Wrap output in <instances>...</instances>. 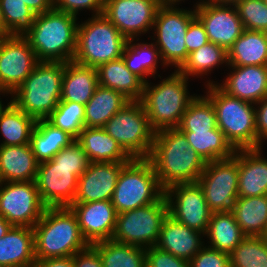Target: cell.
Returning <instances> with one entry per match:
<instances>
[{
	"instance_id": "6da1fadb",
	"label": "cell",
	"mask_w": 267,
	"mask_h": 267,
	"mask_svg": "<svg viewBox=\"0 0 267 267\" xmlns=\"http://www.w3.org/2000/svg\"><path fill=\"white\" fill-rule=\"evenodd\" d=\"M147 159L164 191L175 184L197 182L206 166L178 128L156 132Z\"/></svg>"
},
{
	"instance_id": "7a4b0ae2",
	"label": "cell",
	"mask_w": 267,
	"mask_h": 267,
	"mask_svg": "<svg viewBox=\"0 0 267 267\" xmlns=\"http://www.w3.org/2000/svg\"><path fill=\"white\" fill-rule=\"evenodd\" d=\"M33 230L36 259L73 256L89 246L70 207H46Z\"/></svg>"
},
{
	"instance_id": "3957f363",
	"label": "cell",
	"mask_w": 267,
	"mask_h": 267,
	"mask_svg": "<svg viewBox=\"0 0 267 267\" xmlns=\"http://www.w3.org/2000/svg\"><path fill=\"white\" fill-rule=\"evenodd\" d=\"M77 16L53 8L35 17L24 36L38 61L69 62L76 51Z\"/></svg>"
},
{
	"instance_id": "277c9868",
	"label": "cell",
	"mask_w": 267,
	"mask_h": 267,
	"mask_svg": "<svg viewBox=\"0 0 267 267\" xmlns=\"http://www.w3.org/2000/svg\"><path fill=\"white\" fill-rule=\"evenodd\" d=\"M187 81L188 78L177 69L153 87L144 83L140 102L155 133L179 126L189 103L196 97L187 92Z\"/></svg>"
},
{
	"instance_id": "5b68a950",
	"label": "cell",
	"mask_w": 267,
	"mask_h": 267,
	"mask_svg": "<svg viewBox=\"0 0 267 267\" xmlns=\"http://www.w3.org/2000/svg\"><path fill=\"white\" fill-rule=\"evenodd\" d=\"M63 73L64 62L39 61L11 101L36 120L46 119L61 100Z\"/></svg>"
},
{
	"instance_id": "8992f818",
	"label": "cell",
	"mask_w": 267,
	"mask_h": 267,
	"mask_svg": "<svg viewBox=\"0 0 267 267\" xmlns=\"http://www.w3.org/2000/svg\"><path fill=\"white\" fill-rule=\"evenodd\" d=\"M207 85L209 91L206 97L214 106L217 127L224 133L228 142L235 150L256 149V108L250 102L227 94L219 84L208 82Z\"/></svg>"
},
{
	"instance_id": "52a82bcc",
	"label": "cell",
	"mask_w": 267,
	"mask_h": 267,
	"mask_svg": "<svg viewBox=\"0 0 267 267\" xmlns=\"http://www.w3.org/2000/svg\"><path fill=\"white\" fill-rule=\"evenodd\" d=\"M77 26L76 51L73 61L98 68L121 58L128 39L104 15H93Z\"/></svg>"
},
{
	"instance_id": "ba28073f",
	"label": "cell",
	"mask_w": 267,
	"mask_h": 267,
	"mask_svg": "<svg viewBox=\"0 0 267 267\" xmlns=\"http://www.w3.org/2000/svg\"><path fill=\"white\" fill-rule=\"evenodd\" d=\"M164 195L152 163L133 158L121 170L111 203L117 214L157 202Z\"/></svg>"
},
{
	"instance_id": "9c48e42d",
	"label": "cell",
	"mask_w": 267,
	"mask_h": 267,
	"mask_svg": "<svg viewBox=\"0 0 267 267\" xmlns=\"http://www.w3.org/2000/svg\"><path fill=\"white\" fill-rule=\"evenodd\" d=\"M132 158H148L154 134L140 101H130L102 127Z\"/></svg>"
},
{
	"instance_id": "30bf717a",
	"label": "cell",
	"mask_w": 267,
	"mask_h": 267,
	"mask_svg": "<svg viewBox=\"0 0 267 267\" xmlns=\"http://www.w3.org/2000/svg\"><path fill=\"white\" fill-rule=\"evenodd\" d=\"M168 214L165 195L153 204L119 213L111 239L145 249L155 246Z\"/></svg>"
},
{
	"instance_id": "8fae6325",
	"label": "cell",
	"mask_w": 267,
	"mask_h": 267,
	"mask_svg": "<svg viewBox=\"0 0 267 267\" xmlns=\"http://www.w3.org/2000/svg\"><path fill=\"white\" fill-rule=\"evenodd\" d=\"M196 17L194 11L177 9L173 4H162L153 24L163 65H175L178 69L188 58L185 35L188 25Z\"/></svg>"
},
{
	"instance_id": "7c38bea8",
	"label": "cell",
	"mask_w": 267,
	"mask_h": 267,
	"mask_svg": "<svg viewBox=\"0 0 267 267\" xmlns=\"http://www.w3.org/2000/svg\"><path fill=\"white\" fill-rule=\"evenodd\" d=\"M239 150L228 159L207 162L198 183L212 212L231 211L238 198Z\"/></svg>"
},
{
	"instance_id": "4fadbf2b",
	"label": "cell",
	"mask_w": 267,
	"mask_h": 267,
	"mask_svg": "<svg viewBox=\"0 0 267 267\" xmlns=\"http://www.w3.org/2000/svg\"><path fill=\"white\" fill-rule=\"evenodd\" d=\"M4 184L0 188V214L12 226L33 228L46 208L40 199L35 181Z\"/></svg>"
},
{
	"instance_id": "5bb4252c",
	"label": "cell",
	"mask_w": 267,
	"mask_h": 267,
	"mask_svg": "<svg viewBox=\"0 0 267 267\" xmlns=\"http://www.w3.org/2000/svg\"><path fill=\"white\" fill-rule=\"evenodd\" d=\"M164 195L170 216L183 225L200 231L203 236L206 234L212 211L198 182L172 185L164 191Z\"/></svg>"
},
{
	"instance_id": "9a60e30c",
	"label": "cell",
	"mask_w": 267,
	"mask_h": 267,
	"mask_svg": "<svg viewBox=\"0 0 267 267\" xmlns=\"http://www.w3.org/2000/svg\"><path fill=\"white\" fill-rule=\"evenodd\" d=\"M39 61L24 36H2L0 39V83L12 95L33 71Z\"/></svg>"
},
{
	"instance_id": "2e32d148",
	"label": "cell",
	"mask_w": 267,
	"mask_h": 267,
	"mask_svg": "<svg viewBox=\"0 0 267 267\" xmlns=\"http://www.w3.org/2000/svg\"><path fill=\"white\" fill-rule=\"evenodd\" d=\"M161 5L160 0H104L102 14L127 39H135L152 29Z\"/></svg>"
},
{
	"instance_id": "e0dca14e",
	"label": "cell",
	"mask_w": 267,
	"mask_h": 267,
	"mask_svg": "<svg viewBox=\"0 0 267 267\" xmlns=\"http://www.w3.org/2000/svg\"><path fill=\"white\" fill-rule=\"evenodd\" d=\"M78 178L70 167L55 166L51 160L39 163L35 183L43 204L46 207H70Z\"/></svg>"
},
{
	"instance_id": "ac0fdd59",
	"label": "cell",
	"mask_w": 267,
	"mask_h": 267,
	"mask_svg": "<svg viewBox=\"0 0 267 267\" xmlns=\"http://www.w3.org/2000/svg\"><path fill=\"white\" fill-rule=\"evenodd\" d=\"M199 2L196 17L204 25L209 42L228 50L243 33L244 27L235 5Z\"/></svg>"
},
{
	"instance_id": "d6986e66",
	"label": "cell",
	"mask_w": 267,
	"mask_h": 267,
	"mask_svg": "<svg viewBox=\"0 0 267 267\" xmlns=\"http://www.w3.org/2000/svg\"><path fill=\"white\" fill-rule=\"evenodd\" d=\"M70 208L76 214L81 234L89 245L112 238L117 212L111 200L73 203Z\"/></svg>"
},
{
	"instance_id": "ffe728a7",
	"label": "cell",
	"mask_w": 267,
	"mask_h": 267,
	"mask_svg": "<svg viewBox=\"0 0 267 267\" xmlns=\"http://www.w3.org/2000/svg\"><path fill=\"white\" fill-rule=\"evenodd\" d=\"M127 163L91 162L78 178L73 203L111 200L122 168Z\"/></svg>"
},
{
	"instance_id": "44dd1931",
	"label": "cell",
	"mask_w": 267,
	"mask_h": 267,
	"mask_svg": "<svg viewBox=\"0 0 267 267\" xmlns=\"http://www.w3.org/2000/svg\"><path fill=\"white\" fill-rule=\"evenodd\" d=\"M232 73L219 87L253 105L267 96V65L231 66Z\"/></svg>"
},
{
	"instance_id": "7402d4cb",
	"label": "cell",
	"mask_w": 267,
	"mask_h": 267,
	"mask_svg": "<svg viewBox=\"0 0 267 267\" xmlns=\"http://www.w3.org/2000/svg\"><path fill=\"white\" fill-rule=\"evenodd\" d=\"M201 234L203 233L183 225L168 214L155 246L178 258L190 261L204 247Z\"/></svg>"
},
{
	"instance_id": "603a6c76",
	"label": "cell",
	"mask_w": 267,
	"mask_h": 267,
	"mask_svg": "<svg viewBox=\"0 0 267 267\" xmlns=\"http://www.w3.org/2000/svg\"><path fill=\"white\" fill-rule=\"evenodd\" d=\"M35 260L33 228L12 226L0 238V265L7 267H33Z\"/></svg>"
},
{
	"instance_id": "cb8c5ba5",
	"label": "cell",
	"mask_w": 267,
	"mask_h": 267,
	"mask_svg": "<svg viewBox=\"0 0 267 267\" xmlns=\"http://www.w3.org/2000/svg\"><path fill=\"white\" fill-rule=\"evenodd\" d=\"M98 86L97 68L82 65L73 60L64 63L61 101L80 103L85 106Z\"/></svg>"
},
{
	"instance_id": "d4e9b609",
	"label": "cell",
	"mask_w": 267,
	"mask_h": 267,
	"mask_svg": "<svg viewBox=\"0 0 267 267\" xmlns=\"http://www.w3.org/2000/svg\"><path fill=\"white\" fill-rule=\"evenodd\" d=\"M260 150H239L238 197L267 195V159Z\"/></svg>"
},
{
	"instance_id": "484cf974",
	"label": "cell",
	"mask_w": 267,
	"mask_h": 267,
	"mask_svg": "<svg viewBox=\"0 0 267 267\" xmlns=\"http://www.w3.org/2000/svg\"><path fill=\"white\" fill-rule=\"evenodd\" d=\"M76 141L91 162L128 163L133 159L102 127H84Z\"/></svg>"
},
{
	"instance_id": "4316f807",
	"label": "cell",
	"mask_w": 267,
	"mask_h": 267,
	"mask_svg": "<svg viewBox=\"0 0 267 267\" xmlns=\"http://www.w3.org/2000/svg\"><path fill=\"white\" fill-rule=\"evenodd\" d=\"M38 166L30 144L0 146V172L4 182L35 181Z\"/></svg>"
},
{
	"instance_id": "83f0119b",
	"label": "cell",
	"mask_w": 267,
	"mask_h": 267,
	"mask_svg": "<svg viewBox=\"0 0 267 267\" xmlns=\"http://www.w3.org/2000/svg\"><path fill=\"white\" fill-rule=\"evenodd\" d=\"M99 85L122 93L130 101H140L144 82L125 65L123 58L101 64L97 68Z\"/></svg>"
},
{
	"instance_id": "f1b7e54d",
	"label": "cell",
	"mask_w": 267,
	"mask_h": 267,
	"mask_svg": "<svg viewBox=\"0 0 267 267\" xmlns=\"http://www.w3.org/2000/svg\"><path fill=\"white\" fill-rule=\"evenodd\" d=\"M228 65H267V33L244 29L227 50Z\"/></svg>"
},
{
	"instance_id": "f546056e",
	"label": "cell",
	"mask_w": 267,
	"mask_h": 267,
	"mask_svg": "<svg viewBox=\"0 0 267 267\" xmlns=\"http://www.w3.org/2000/svg\"><path fill=\"white\" fill-rule=\"evenodd\" d=\"M130 102L122 93L98 86L85 105V127L100 128Z\"/></svg>"
},
{
	"instance_id": "4dcf8cb0",
	"label": "cell",
	"mask_w": 267,
	"mask_h": 267,
	"mask_svg": "<svg viewBox=\"0 0 267 267\" xmlns=\"http://www.w3.org/2000/svg\"><path fill=\"white\" fill-rule=\"evenodd\" d=\"M75 140L68 132L54 127L46 119H39L31 134L30 146L35 158L41 163L51 160Z\"/></svg>"
},
{
	"instance_id": "1f68e13d",
	"label": "cell",
	"mask_w": 267,
	"mask_h": 267,
	"mask_svg": "<svg viewBox=\"0 0 267 267\" xmlns=\"http://www.w3.org/2000/svg\"><path fill=\"white\" fill-rule=\"evenodd\" d=\"M231 212L246 236H262L267 224V195L238 197Z\"/></svg>"
},
{
	"instance_id": "d6a6232c",
	"label": "cell",
	"mask_w": 267,
	"mask_h": 267,
	"mask_svg": "<svg viewBox=\"0 0 267 267\" xmlns=\"http://www.w3.org/2000/svg\"><path fill=\"white\" fill-rule=\"evenodd\" d=\"M37 120L19 109L11 100L0 109V131L5 141L0 146L30 144Z\"/></svg>"
},
{
	"instance_id": "836d02e7",
	"label": "cell",
	"mask_w": 267,
	"mask_h": 267,
	"mask_svg": "<svg viewBox=\"0 0 267 267\" xmlns=\"http://www.w3.org/2000/svg\"><path fill=\"white\" fill-rule=\"evenodd\" d=\"M205 235L210 238L208 247L228 254L246 237L231 211L212 212Z\"/></svg>"
},
{
	"instance_id": "e575fe53",
	"label": "cell",
	"mask_w": 267,
	"mask_h": 267,
	"mask_svg": "<svg viewBox=\"0 0 267 267\" xmlns=\"http://www.w3.org/2000/svg\"><path fill=\"white\" fill-rule=\"evenodd\" d=\"M92 246L99 252L103 267H146V249L108 239Z\"/></svg>"
},
{
	"instance_id": "d590c367",
	"label": "cell",
	"mask_w": 267,
	"mask_h": 267,
	"mask_svg": "<svg viewBox=\"0 0 267 267\" xmlns=\"http://www.w3.org/2000/svg\"><path fill=\"white\" fill-rule=\"evenodd\" d=\"M183 133L191 148L195 150L206 163L231 158L236 152L218 127L208 132Z\"/></svg>"
},
{
	"instance_id": "8d00e7d4",
	"label": "cell",
	"mask_w": 267,
	"mask_h": 267,
	"mask_svg": "<svg viewBox=\"0 0 267 267\" xmlns=\"http://www.w3.org/2000/svg\"><path fill=\"white\" fill-rule=\"evenodd\" d=\"M133 41L134 39H128L122 58L126 67L147 83L145 77L154 75L157 71V61L162 60L160 51L154 43L133 44Z\"/></svg>"
},
{
	"instance_id": "74e56055",
	"label": "cell",
	"mask_w": 267,
	"mask_h": 267,
	"mask_svg": "<svg viewBox=\"0 0 267 267\" xmlns=\"http://www.w3.org/2000/svg\"><path fill=\"white\" fill-rule=\"evenodd\" d=\"M181 132L212 131L217 128L216 112L205 96H196L188 105L177 127Z\"/></svg>"
},
{
	"instance_id": "f35d334b",
	"label": "cell",
	"mask_w": 267,
	"mask_h": 267,
	"mask_svg": "<svg viewBox=\"0 0 267 267\" xmlns=\"http://www.w3.org/2000/svg\"><path fill=\"white\" fill-rule=\"evenodd\" d=\"M225 62L228 63L227 50L222 46L208 42L189 53L187 60L178 70L188 78L189 75L207 74L212 68Z\"/></svg>"
},
{
	"instance_id": "ab89813d",
	"label": "cell",
	"mask_w": 267,
	"mask_h": 267,
	"mask_svg": "<svg viewBox=\"0 0 267 267\" xmlns=\"http://www.w3.org/2000/svg\"><path fill=\"white\" fill-rule=\"evenodd\" d=\"M230 267H267V240L246 236L230 253Z\"/></svg>"
},
{
	"instance_id": "60d3db41",
	"label": "cell",
	"mask_w": 267,
	"mask_h": 267,
	"mask_svg": "<svg viewBox=\"0 0 267 267\" xmlns=\"http://www.w3.org/2000/svg\"><path fill=\"white\" fill-rule=\"evenodd\" d=\"M5 36H25L32 28L35 13L22 0H0Z\"/></svg>"
},
{
	"instance_id": "b9f144b4",
	"label": "cell",
	"mask_w": 267,
	"mask_h": 267,
	"mask_svg": "<svg viewBox=\"0 0 267 267\" xmlns=\"http://www.w3.org/2000/svg\"><path fill=\"white\" fill-rule=\"evenodd\" d=\"M84 116V105L60 100L56 109L46 118V120L54 127L68 132L76 139L85 127Z\"/></svg>"
},
{
	"instance_id": "7bdbcfd3",
	"label": "cell",
	"mask_w": 267,
	"mask_h": 267,
	"mask_svg": "<svg viewBox=\"0 0 267 267\" xmlns=\"http://www.w3.org/2000/svg\"><path fill=\"white\" fill-rule=\"evenodd\" d=\"M235 7L244 29L267 33V4L263 0H240Z\"/></svg>"
},
{
	"instance_id": "ee69618b",
	"label": "cell",
	"mask_w": 267,
	"mask_h": 267,
	"mask_svg": "<svg viewBox=\"0 0 267 267\" xmlns=\"http://www.w3.org/2000/svg\"><path fill=\"white\" fill-rule=\"evenodd\" d=\"M51 161L55 166H65L74 169V174L80 177L89 167L91 161L75 140L69 146L62 148Z\"/></svg>"
},
{
	"instance_id": "f6af8a7d",
	"label": "cell",
	"mask_w": 267,
	"mask_h": 267,
	"mask_svg": "<svg viewBox=\"0 0 267 267\" xmlns=\"http://www.w3.org/2000/svg\"><path fill=\"white\" fill-rule=\"evenodd\" d=\"M189 262L190 267H230V254L203 247Z\"/></svg>"
},
{
	"instance_id": "bcb514c9",
	"label": "cell",
	"mask_w": 267,
	"mask_h": 267,
	"mask_svg": "<svg viewBox=\"0 0 267 267\" xmlns=\"http://www.w3.org/2000/svg\"><path fill=\"white\" fill-rule=\"evenodd\" d=\"M146 267H190V262L152 246L146 249Z\"/></svg>"
},
{
	"instance_id": "7dc6e473",
	"label": "cell",
	"mask_w": 267,
	"mask_h": 267,
	"mask_svg": "<svg viewBox=\"0 0 267 267\" xmlns=\"http://www.w3.org/2000/svg\"><path fill=\"white\" fill-rule=\"evenodd\" d=\"M54 8L74 16L81 9L94 10L99 15L103 13L104 0H54Z\"/></svg>"
},
{
	"instance_id": "c3c4849f",
	"label": "cell",
	"mask_w": 267,
	"mask_h": 267,
	"mask_svg": "<svg viewBox=\"0 0 267 267\" xmlns=\"http://www.w3.org/2000/svg\"><path fill=\"white\" fill-rule=\"evenodd\" d=\"M184 40L188 54L209 42L205 27L197 17L188 25Z\"/></svg>"
},
{
	"instance_id": "681fc988",
	"label": "cell",
	"mask_w": 267,
	"mask_h": 267,
	"mask_svg": "<svg viewBox=\"0 0 267 267\" xmlns=\"http://www.w3.org/2000/svg\"><path fill=\"white\" fill-rule=\"evenodd\" d=\"M255 109V126L257 131V148H261L262 140L267 138V96L257 102Z\"/></svg>"
},
{
	"instance_id": "f907efd6",
	"label": "cell",
	"mask_w": 267,
	"mask_h": 267,
	"mask_svg": "<svg viewBox=\"0 0 267 267\" xmlns=\"http://www.w3.org/2000/svg\"><path fill=\"white\" fill-rule=\"evenodd\" d=\"M73 258L75 267H103L99 252L92 245L74 254Z\"/></svg>"
},
{
	"instance_id": "816d5d0a",
	"label": "cell",
	"mask_w": 267,
	"mask_h": 267,
	"mask_svg": "<svg viewBox=\"0 0 267 267\" xmlns=\"http://www.w3.org/2000/svg\"><path fill=\"white\" fill-rule=\"evenodd\" d=\"M33 267H75L73 256L36 259Z\"/></svg>"
},
{
	"instance_id": "f5cc1de1",
	"label": "cell",
	"mask_w": 267,
	"mask_h": 267,
	"mask_svg": "<svg viewBox=\"0 0 267 267\" xmlns=\"http://www.w3.org/2000/svg\"><path fill=\"white\" fill-rule=\"evenodd\" d=\"M35 15L45 13L54 8V0H22Z\"/></svg>"
},
{
	"instance_id": "db71d44e",
	"label": "cell",
	"mask_w": 267,
	"mask_h": 267,
	"mask_svg": "<svg viewBox=\"0 0 267 267\" xmlns=\"http://www.w3.org/2000/svg\"><path fill=\"white\" fill-rule=\"evenodd\" d=\"M12 225L0 214V238L3 237Z\"/></svg>"
},
{
	"instance_id": "11a10c76",
	"label": "cell",
	"mask_w": 267,
	"mask_h": 267,
	"mask_svg": "<svg viewBox=\"0 0 267 267\" xmlns=\"http://www.w3.org/2000/svg\"><path fill=\"white\" fill-rule=\"evenodd\" d=\"M238 1L240 0H208L206 2L209 3H218V4H231V5H235Z\"/></svg>"
},
{
	"instance_id": "9f6ffc18",
	"label": "cell",
	"mask_w": 267,
	"mask_h": 267,
	"mask_svg": "<svg viewBox=\"0 0 267 267\" xmlns=\"http://www.w3.org/2000/svg\"><path fill=\"white\" fill-rule=\"evenodd\" d=\"M0 34L2 36H5V24H4V19H3L1 7H0Z\"/></svg>"
},
{
	"instance_id": "6f0895ef",
	"label": "cell",
	"mask_w": 267,
	"mask_h": 267,
	"mask_svg": "<svg viewBox=\"0 0 267 267\" xmlns=\"http://www.w3.org/2000/svg\"><path fill=\"white\" fill-rule=\"evenodd\" d=\"M182 0H160L161 4H175L176 2H180Z\"/></svg>"
},
{
	"instance_id": "680465c9",
	"label": "cell",
	"mask_w": 267,
	"mask_h": 267,
	"mask_svg": "<svg viewBox=\"0 0 267 267\" xmlns=\"http://www.w3.org/2000/svg\"><path fill=\"white\" fill-rule=\"evenodd\" d=\"M262 237H264L267 240V224H266L265 231Z\"/></svg>"
},
{
	"instance_id": "91938a15",
	"label": "cell",
	"mask_w": 267,
	"mask_h": 267,
	"mask_svg": "<svg viewBox=\"0 0 267 267\" xmlns=\"http://www.w3.org/2000/svg\"><path fill=\"white\" fill-rule=\"evenodd\" d=\"M3 183H4V180H3L1 172H0V188L3 186Z\"/></svg>"
},
{
	"instance_id": "94428289",
	"label": "cell",
	"mask_w": 267,
	"mask_h": 267,
	"mask_svg": "<svg viewBox=\"0 0 267 267\" xmlns=\"http://www.w3.org/2000/svg\"><path fill=\"white\" fill-rule=\"evenodd\" d=\"M0 92L5 93L6 91L3 89L1 83H0Z\"/></svg>"
},
{
	"instance_id": "6125c7cd",
	"label": "cell",
	"mask_w": 267,
	"mask_h": 267,
	"mask_svg": "<svg viewBox=\"0 0 267 267\" xmlns=\"http://www.w3.org/2000/svg\"><path fill=\"white\" fill-rule=\"evenodd\" d=\"M2 101H0V109L3 107V104L1 103Z\"/></svg>"
}]
</instances>
